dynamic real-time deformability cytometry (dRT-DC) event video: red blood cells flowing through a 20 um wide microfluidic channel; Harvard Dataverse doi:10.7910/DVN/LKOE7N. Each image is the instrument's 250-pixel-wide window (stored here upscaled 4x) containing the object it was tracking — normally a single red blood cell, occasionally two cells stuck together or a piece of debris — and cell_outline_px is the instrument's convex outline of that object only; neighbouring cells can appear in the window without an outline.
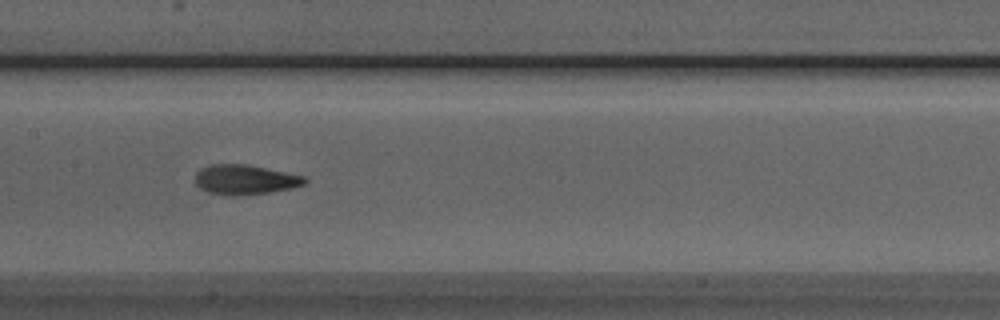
{"species": "Egyptian fruit bat (a non-hibernating species)", "species_latin": "Rousettus aegyptiacus", "temperature_condition": "room temperature", "stored_images_in_passage": 28, "camera_frame_rate_fps": 3000, "um_per_image_px": 0.085, "animal": {"sex": "male"}, "frame": {"image": 1, "passage_image": 25, "time_ms": 8.0, "image_size_px": [1000, 320], "cell_outline_px": [[308, 180], [304, 184], [292, 188], [268, 192], [236, 196], [228, 196], [208, 192], [200, 188], [196, 184], [196, 172], [200, 168], [212, 164], [248, 164], [304, 176]], "centroid_in_image_um": [20.81, 15.27], "position_along_channel_um": 186.6, "area_um2": 19.02}}